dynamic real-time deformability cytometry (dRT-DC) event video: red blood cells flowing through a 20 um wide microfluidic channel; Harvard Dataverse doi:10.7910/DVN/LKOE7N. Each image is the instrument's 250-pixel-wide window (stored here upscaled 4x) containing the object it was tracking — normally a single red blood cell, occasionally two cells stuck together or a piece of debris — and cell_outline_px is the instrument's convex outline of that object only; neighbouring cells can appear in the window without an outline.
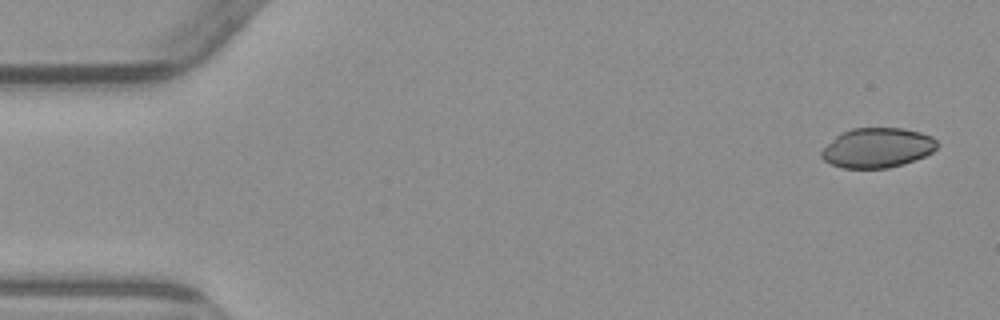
{"species": "common noctule bat (a hibernating species)", "species_latin": "Nyctalus noctula", "temperature_condition": "warm", "stored_images_in_passage": 3, "segment_of_instrument_passage": [2, 2], "camera_frame_rate_fps": 3000, "um_per_image_px": 0.085, "animal": {"sex": "male", "body_mass_g": 23.1, "forearm_length_mm": 52.7}, "frame": {"image": 1, "passage_image": 3, "time_ms": 2.333, "image_size_px": [1000, 320], "cell_outline_px": [[940, 144], [932, 152], [924, 156], [904, 164], [888, 168], [844, 168], [832, 164], [824, 160], [820, 156], [820, 152], [836, 136], [852, 128], [900, 128], [920, 132], [932, 136]], "centroid_in_image_um": [74.6, 12.56], "position_along_channel_um": 10.4, "area_um2": 26.7}}